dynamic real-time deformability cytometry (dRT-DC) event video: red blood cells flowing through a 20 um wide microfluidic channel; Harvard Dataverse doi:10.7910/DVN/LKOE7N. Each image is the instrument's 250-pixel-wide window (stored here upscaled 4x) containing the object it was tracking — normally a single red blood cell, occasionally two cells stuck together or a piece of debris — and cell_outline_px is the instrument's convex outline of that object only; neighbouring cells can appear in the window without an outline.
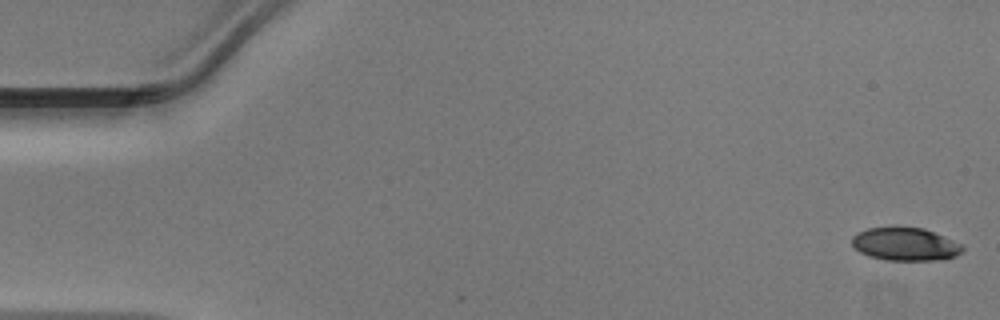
{"species": "Egyptian fruit bat (a non-hibernating species)", "species_latin": "Rousettus aegyptiacus", "temperature_condition": "warm", "stored_images_in_passage": 48, "camera_frame_rate_fps": 3000, "um_per_image_px": 0.085, "animal": {"sex": "male"}, "frame": {"image": 1, "passage_image": 1, "time_ms": 0.0, "image_size_px": [1000, 320], "cell_outline_px": [[964, 248], [956, 256], [936, 260], [888, 260], [868, 256], [860, 252], [852, 244], [852, 236], [856, 232], [868, 228], [924, 228], [944, 236], [960, 244]], "centroid_in_image_um": [76.92, 20.76], "position_along_channel_um": 8.1, "area_um2": 20.98}}
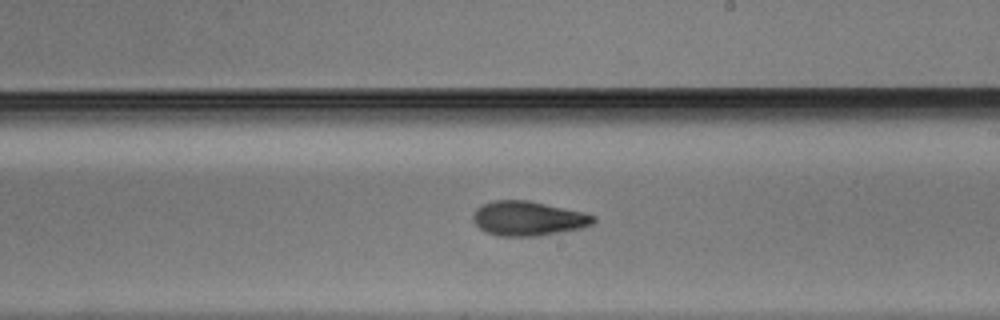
{"frame": {"image": 2, "passage_image": 28, "time_ms": 9.0, "image_size_px": [1000, 320], "cell_outline_px": [[596, 220], [592, 224], [580, 228], [540, 236], [496, 236], [484, 232], [472, 220], [472, 216], [476, 208], [492, 200], [528, 200], [584, 212], [596, 216]], "centroid_in_image_um": [44.87, 18.57], "position_along_channel_um": 244.1, "area_um2": 24.33}}
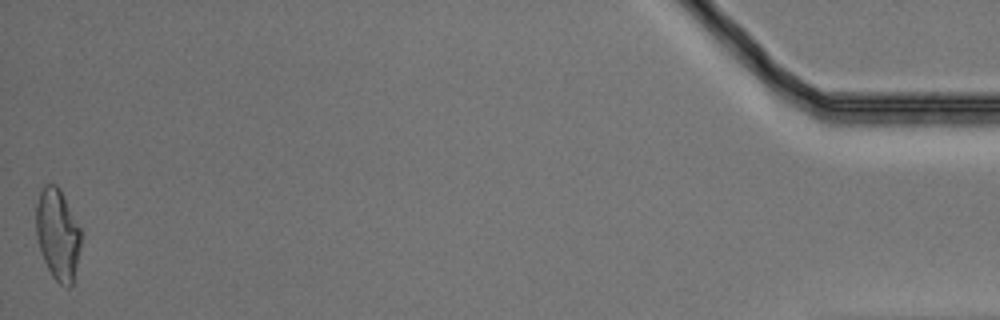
{"frame": {"image": 3, "passage_image": 48, "time_ms": 15.667, "image_size_px": [1000, 320], "cell_outline_px": [[80, 248], [72, 284], [68, 288], [60, 284], [52, 276], [44, 260], [36, 236], [36, 204], [40, 192], [48, 184], [56, 184], [60, 188], [80, 228]], "centroid_in_image_um": [4.9, 19.92], "position_along_channel_um": 430.3, "area_um2": 23.52}}